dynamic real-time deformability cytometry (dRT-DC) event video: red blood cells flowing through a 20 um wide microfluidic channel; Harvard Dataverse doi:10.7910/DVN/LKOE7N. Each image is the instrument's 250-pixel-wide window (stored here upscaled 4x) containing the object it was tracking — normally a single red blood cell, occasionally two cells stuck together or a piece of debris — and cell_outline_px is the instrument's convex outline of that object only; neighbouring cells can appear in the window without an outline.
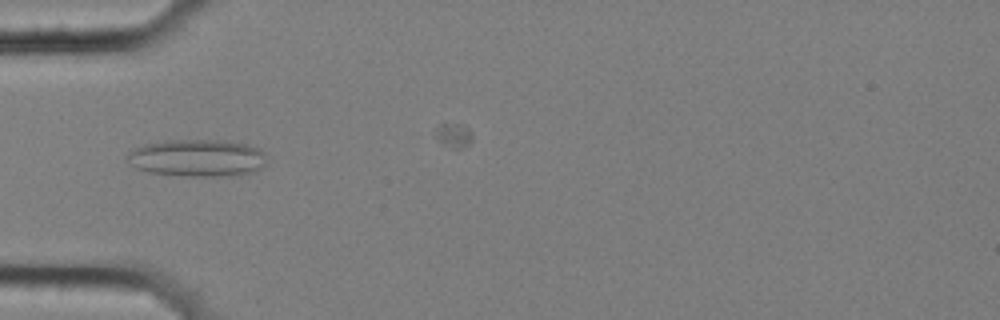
{"species": "common noctule bat (a hibernating species)", "species_latin": "Nyctalus noctula", "temperature_condition": "cold", "stored_images_in_passage": 5, "camera_frame_rate_fps": 3000, "um_per_image_px": 0.085, "animal": {"sex": "female", "body_mass_g": 25.1}, "frame": {"image": 1, "passage_image": 2, "time_ms": 0.333, "image_size_px": [1000, 320], "cell_outline_px": [[264, 164], [256, 172], [240, 176], [188, 176], [148, 172], [136, 168], [124, 156], [128, 152], [144, 144], [164, 140], [220, 140], [248, 144], [264, 152]], "centroid_in_image_um": [16.77, 13.43], "position_along_channel_um": 68.2, "area_um2": 30.46}}